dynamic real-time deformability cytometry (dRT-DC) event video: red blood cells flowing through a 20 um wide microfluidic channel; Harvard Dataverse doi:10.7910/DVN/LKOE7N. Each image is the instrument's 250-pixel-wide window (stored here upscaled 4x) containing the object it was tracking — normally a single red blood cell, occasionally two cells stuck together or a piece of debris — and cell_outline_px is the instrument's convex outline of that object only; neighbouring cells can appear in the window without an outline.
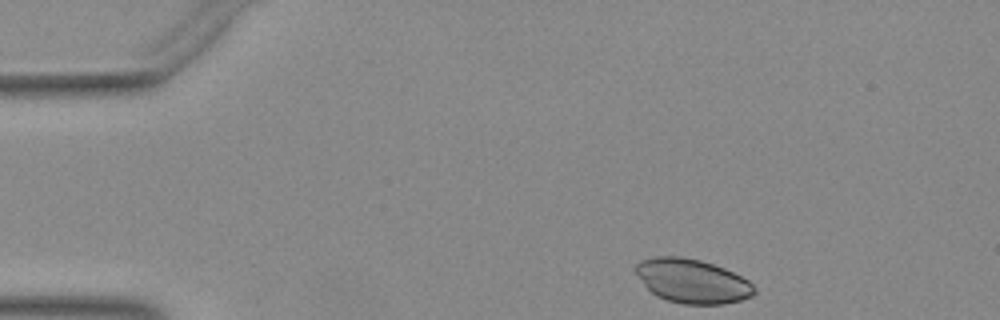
{"species": "Egyptian fruit bat (a non-hibernating species)", "species_latin": "Rousettus aegyptiacus", "temperature_condition": "warm", "stored_images_in_passage": 38, "camera_frame_rate_fps": 3000, "um_per_image_px": 0.085, "animal": {"sex": "female"}, "frame": {"image": 1, "passage_image": 1, "time_ms": 0.0, "image_size_px": [1000, 320], "cell_outline_px": [[756, 292], [752, 296], [740, 300], [724, 304], [684, 304], [668, 300], [656, 296], [644, 284], [636, 272], [636, 264], [640, 260], [652, 256], [680, 256], [700, 260], [724, 268], [748, 280], [756, 288]], "centroid_in_image_um": [58.85, 23.88], "position_along_channel_um": 26.2, "area_um2": 30.35}}
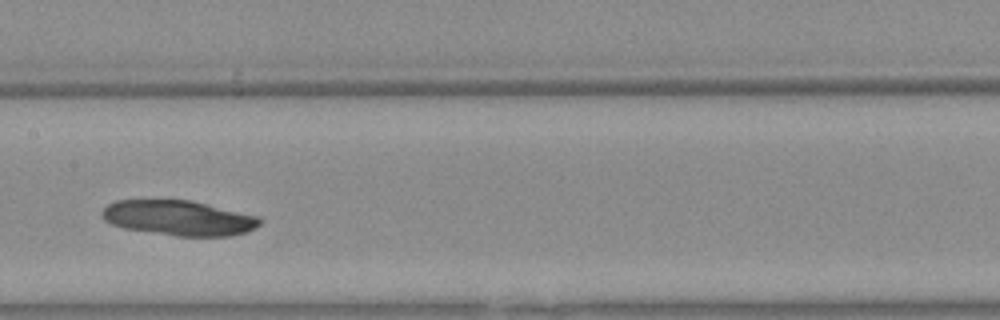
{"frame": {"image": 2, "passage_image": 19, "time_ms": 6.0, "image_size_px": [1000, 320], "cell_outline_px": [[260, 224], [256, 228], [248, 232], [232, 236], [176, 236], [124, 228], [112, 224], [104, 220], [100, 212], [108, 204], [116, 200], [188, 200], [256, 216], [260, 220]], "centroid_in_image_um": [15.16, 18.54], "position_along_channel_um": 192.2, "area_um2": 31.96}}
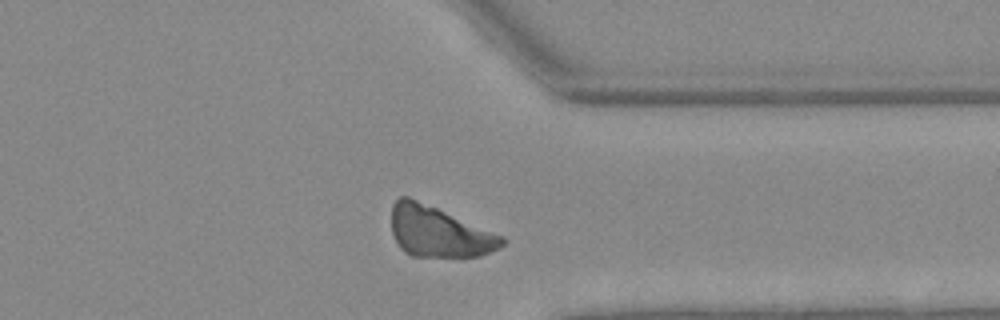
{"frame": {"image": 3, "passage_image": 33, "time_ms": 10.667, "image_size_px": [1000, 320], "cell_outline_px": [[504, 244], [500, 248], [480, 256], [412, 256], [404, 252], [400, 248], [392, 232], [392, 204], [400, 196], [408, 196], [504, 236]], "centroid_in_image_um": [37.29, 19.7], "position_along_channel_um": 374.1, "area_um2": 32.37}}